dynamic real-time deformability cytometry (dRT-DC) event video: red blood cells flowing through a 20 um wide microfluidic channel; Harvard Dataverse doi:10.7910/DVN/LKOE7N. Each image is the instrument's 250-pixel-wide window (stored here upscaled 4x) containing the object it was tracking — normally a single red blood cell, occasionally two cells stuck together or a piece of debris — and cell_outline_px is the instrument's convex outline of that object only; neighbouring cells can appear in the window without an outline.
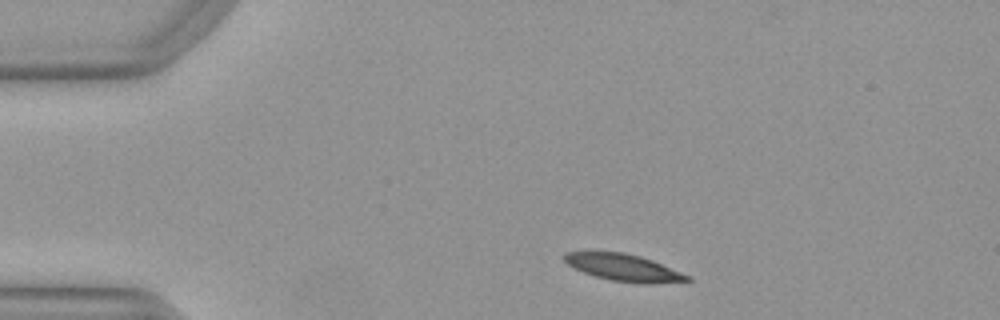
{"species": "Egyptian fruit bat (a non-hibernating species)", "species_latin": "Rousettus aegyptiacus", "temperature_condition": "warm", "stored_images_in_passage": 9, "camera_frame_rate_fps": 3000, "um_per_image_px": 0.085, "animal": {"sex": "female"}, "frame": {"image": 1, "passage_image": 2, "time_ms": 0.333, "image_size_px": [1000, 320], "cell_outline_px": [[692, 280], [652, 284], [640, 284], [612, 280], [596, 276], [572, 268], [560, 256], [564, 252], [624, 252], [640, 256], [652, 260], [692, 276]], "centroid_in_image_um": [53.02, 22.75], "position_along_channel_um": 32.0, "area_um2": 19.42}}